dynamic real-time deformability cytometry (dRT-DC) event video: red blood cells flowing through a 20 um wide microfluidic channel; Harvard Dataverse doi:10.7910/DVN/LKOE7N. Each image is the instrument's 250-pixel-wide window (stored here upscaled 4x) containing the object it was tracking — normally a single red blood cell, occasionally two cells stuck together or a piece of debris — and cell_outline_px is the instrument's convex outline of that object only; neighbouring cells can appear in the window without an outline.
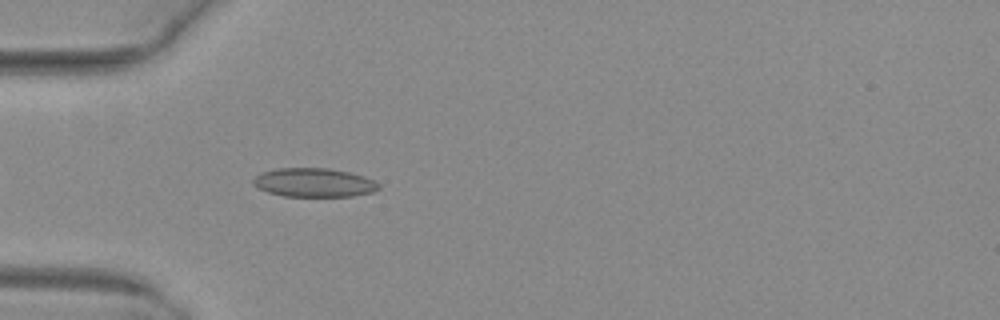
{"species": "common noctule bat (a hibernating species)", "species_latin": "Nyctalus noctula", "temperature_condition": "warm", "stored_images_in_passage": 39, "camera_frame_rate_fps": 3000, "um_per_image_px": 0.085, "animal": {"sex": "female", "body_mass_g": 29.2, "forearm_length_mm": 56.3}, "frame": {"image": 1, "passage_image": 4, "time_ms": 1.0, "image_size_px": [1000, 320], "cell_outline_px": [[380, 188], [372, 192], [352, 196], [284, 196], [268, 192], [252, 184], [252, 180], [256, 176], [264, 172], [276, 168], [328, 168], [348, 172], [364, 176], [380, 184]], "centroid_in_image_um": [26.69, 15.52], "position_along_channel_um": 58.3, "area_um2": 20.92}}
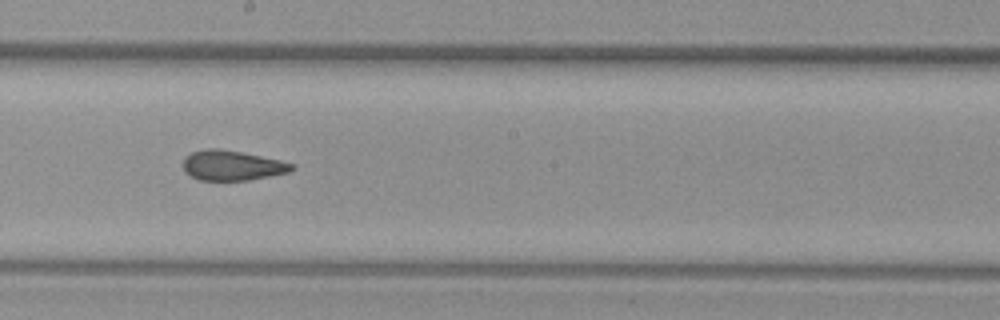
{"frame": {"image": 2, "passage_image": 17, "time_ms": 5.333, "image_size_px": [1000, 320], "cell_outline_px": [[296, 168], [288, 172], [248, 180], [200, 180], [184, 172], [184, 160], [192, 152], [208, 148], [220, 148], [280, 160], [296, 164]], "centroid_in_image_um": [19.75, 14.06], "position_along_channel_um": 228.4, "area_um2": 18.79}}
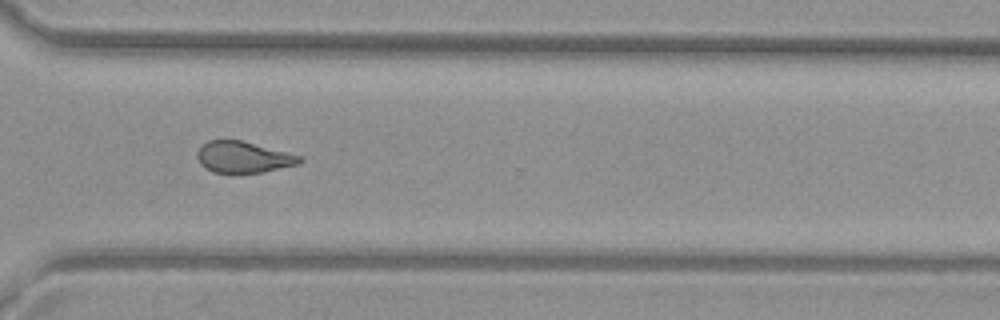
{"frame": {"image": 3, "passage_image": 26, "time_ms": 8.333, "image_size_px": [1000, 320], "cell_outline_px": [[304, 160], [300, 164], [260, 172], [236, 176], [232, 176], [212, 172], [200, 164], [196, 156], [196, 152], [208, 140], [240, 140], [300, 156]], "centroid_in_image_um": [20.63, 13.41], "position_along_channel_um": 350.0, "area_um2": 19.07}, "authors_computed_cell_mechanics": {"area_um2": 19.7676, "velocity_mm_per_s": 4.0574, "shape_relaxation_time_tau1_ms": null, "shape_relaxation_time_tau2_ms": 2.0306, "deformation_change_tau1": null, "deformation_change_tau2": 0.0672}}